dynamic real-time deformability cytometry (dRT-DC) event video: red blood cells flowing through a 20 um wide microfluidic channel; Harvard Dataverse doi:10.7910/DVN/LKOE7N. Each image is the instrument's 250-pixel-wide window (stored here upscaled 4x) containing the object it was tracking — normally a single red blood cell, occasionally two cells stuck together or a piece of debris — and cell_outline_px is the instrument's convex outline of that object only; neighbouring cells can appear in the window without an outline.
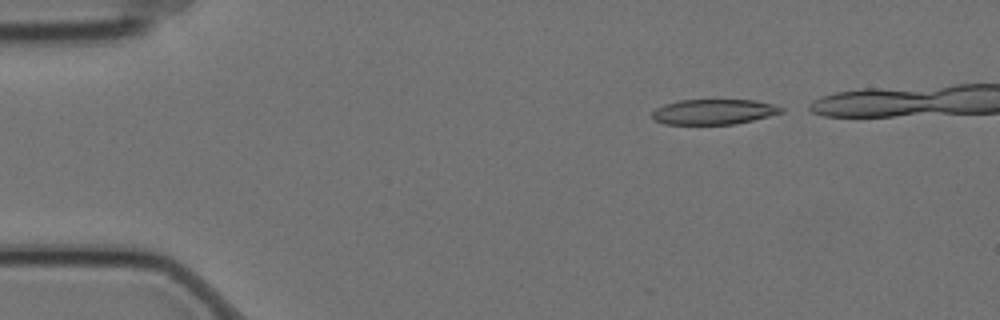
{"species": "Egyptian fruit bat (a non-hibernating species)", "species_latin": "Rousettus aegyptiacus", "temperature_condition": "cold", "stored_images_in_passage": 4, "camera_frame_rate_fps": 3000, "um_per_image_px": 0.085, "animal": {"sex": "female"}, "frame": {"image": 1, "passage_image": 1, "time_ms": 0.0, "image_size_px": [1000, 320], "cell_outline_px": [[784, 112], [736, 124], [664, 124], [652, 120], [652, 112], [656, 108], [664, 104], [680, 100], [756, 100], [772, 104], [784, 108]], "centroid_in_image_um": [60.65, 9.5], "position_along_channel_um": 24.4, "area_um2": 19.02}}